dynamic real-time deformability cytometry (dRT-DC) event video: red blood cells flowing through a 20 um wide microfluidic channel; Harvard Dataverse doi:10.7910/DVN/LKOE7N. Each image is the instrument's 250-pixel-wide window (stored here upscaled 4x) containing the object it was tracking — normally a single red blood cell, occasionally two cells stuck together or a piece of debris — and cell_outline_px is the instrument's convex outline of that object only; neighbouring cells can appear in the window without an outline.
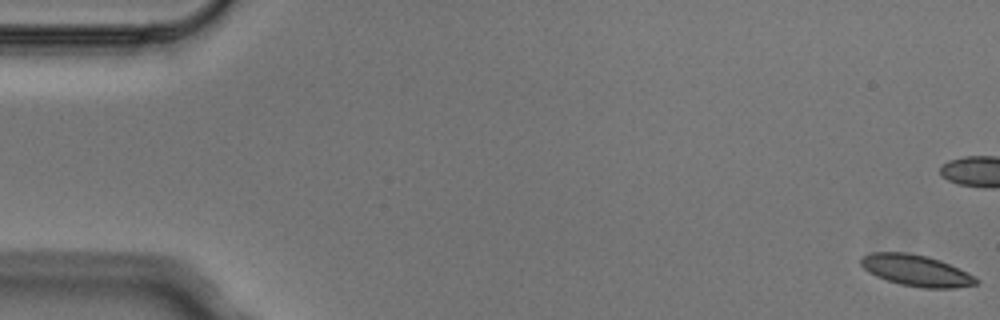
{"species": "Egyptian fruit bat (a non-hibernating species)", "species_latin": "Rousettus aegyptiacus", "temperature_condition": "cold", "stored_images_in_passage": 5, "camera_frame_rate_fps": 3000, "um_per_image_px": 0.085, "animal": {"sex": "male"}, "frame": {"image": 1, "passage_image": 1, "time_ms": 0.0, "image_size_px": [1000, 320], "cell_outline_px": [[980, 280], [976, 284], [952, 288], [920, 288], [900, 284], [876, 276], [868, 272], [860, 264], [860, 256], [872, 252], [908, 252], [928, 256], [940, 260], [968, 272]], "centroid_in_image_um": [77.86, 22.98], "position_along_channel_um": 7.1, "area_um2": 21.15}}
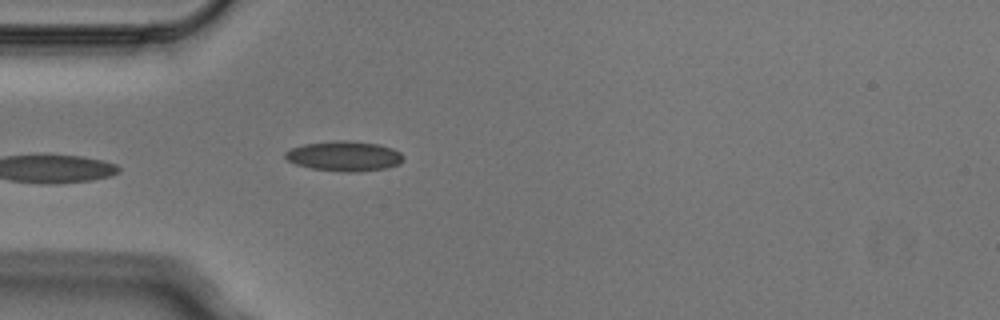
{"frame": {"image": 2, "passage_image": 5, "time_ms": 1.333, "image_size_px": [1000, 320], "cell_outline_px": [[404, 160], [400, 164], [384, 168], [356, 172], [344, 172], [312, 168], [296, 164], [288, 160], [284, 156], [284, 152], [292, 148], [304, 144], [336, 140], [344, 140], [376, 144], [392, 148], [400, 152], [404, 156]], "centroid_in_image_um": [29.27, 13.27], "position_along_channel_um": 55.7, "area_um2": 20.52}}